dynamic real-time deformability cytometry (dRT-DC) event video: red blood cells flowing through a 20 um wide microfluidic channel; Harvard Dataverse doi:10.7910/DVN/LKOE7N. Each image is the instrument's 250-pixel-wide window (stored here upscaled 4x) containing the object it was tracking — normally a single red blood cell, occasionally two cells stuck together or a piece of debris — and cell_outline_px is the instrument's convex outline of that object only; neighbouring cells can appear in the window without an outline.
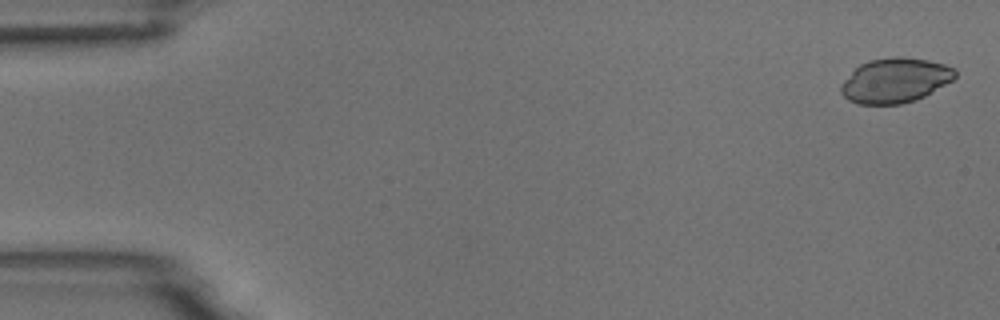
{"species": "common noctule bat (a hibernating species)", "species_latin": "Nyctalus noctula", "temperature_condition": "room temperature", "stored_images_in_passage": 5, "camera_frame_rate_fps": 3000, "um_per_image_px": 0.085, "animal": {"sex": "male", "body_mass_g": 18.8}, "frame": {"image": 1, "passage_image": 1, "time_ms": 0.0, "image_size_px": [1000, 320], "cell_outline_px": [[956, 76], [952, 80], [924, 96], [916, 100], [900, 104], [856, 104], [848, 100], [840, 92], [840, 84], [860, 64], [868, 60], [892, 56], [900, 56], [928, 60], [944, 64], [956, 68]], "centroid_in_image_um": [76.07, 6.83], "position_along_channel_um": 8.9, "area_um2": 29.82}}
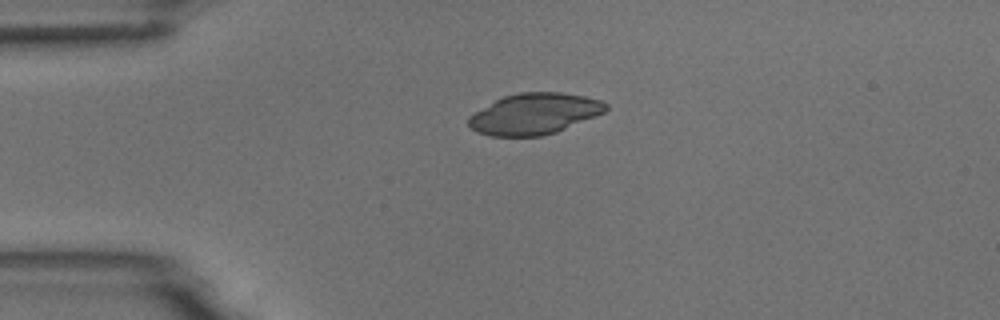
{"frame": {"image": 2, "passage_image": 4, "time_ms": 3.667, "image_size_px": [1000, 320], "cell_outline_px": [[608, 108], [604, 112], [596, 116], [556, 132], [540, 136], [492, 136], [476, 132], [468, 124], [468, 116], [496, 100], [504, 96], [520, 92], [560, 92], [584, 96], [600, 100], [608, 104]], "centroid_in_image_um": [45.43, 9.67], "position_along_channel_um": 39.6, "area_um2": 32.66}}